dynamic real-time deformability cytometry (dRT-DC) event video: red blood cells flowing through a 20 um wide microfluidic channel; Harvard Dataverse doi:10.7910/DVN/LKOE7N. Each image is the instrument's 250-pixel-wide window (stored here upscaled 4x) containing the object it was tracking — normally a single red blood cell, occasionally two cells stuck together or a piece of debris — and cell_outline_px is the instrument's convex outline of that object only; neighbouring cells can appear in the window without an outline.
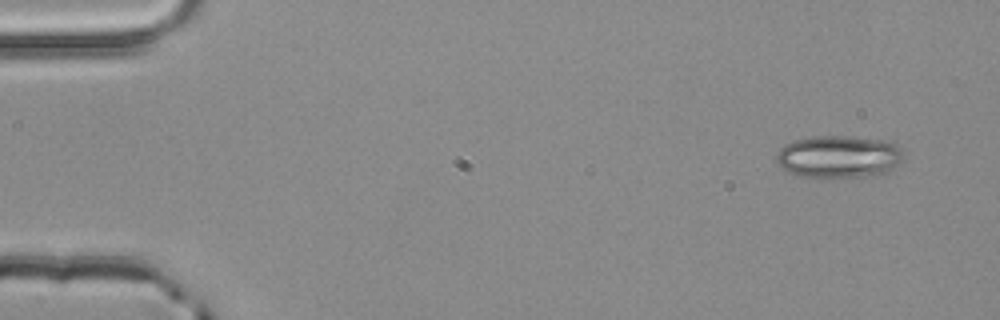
{"species": "common noctule bat (a hibernating species)", "species_latin": "Nyctalus noctula", "temperature_condition": "room temperature", "stored_images_in_passage": 3, "camera_frame_rate_fps": 3000, "um_per_image_px": 0.085, "animal": {"sex": "male", "body_mass_g": 20.4}, "frame": {"image": 1, "passage_image": 1, "time_ms": 0.0, "image_size_px": [1000, 320], "cell_outline_px": [[904, 152], [900, 160], [884, 176], [820, 180], [800, 176], [788, 172], [780, 168], [776, 164], [776, 152], [784, 144], [792, 140], [816, 136], [852, 136], [884, 140], [896, 144], [904, 148]], "centroid_in_image_um": [71.27, 13.37], "position_along_channel_um": 13.7, "area_um2": 32.95}}